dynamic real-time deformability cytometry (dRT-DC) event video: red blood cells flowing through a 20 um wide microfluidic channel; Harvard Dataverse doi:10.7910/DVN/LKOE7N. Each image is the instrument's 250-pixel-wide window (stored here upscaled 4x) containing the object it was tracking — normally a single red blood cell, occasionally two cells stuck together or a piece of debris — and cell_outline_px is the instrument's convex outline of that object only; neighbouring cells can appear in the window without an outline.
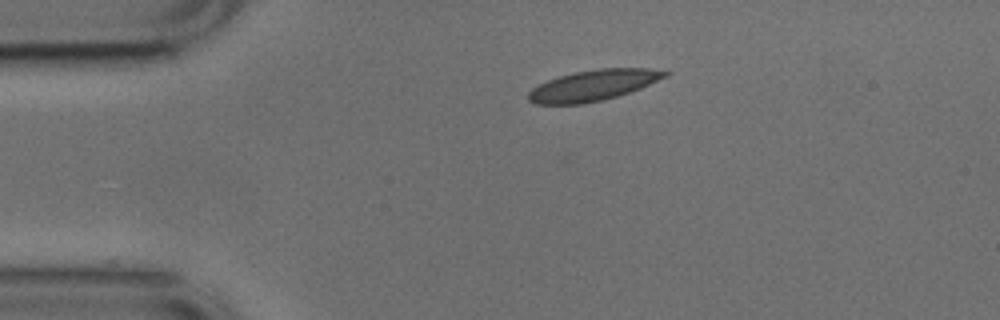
{"species": "common noctule bat (a hibernating species)", "species_latin": "Nyctalus noctula", "temperature_condition": "cold", "stored_images_in_passage": 43, "camera_frame_rate_fps": 3000, "um_per_image_px": 0.085, "animal": {"sex": "male", "body_mass_g": 17.9, "forearm_length_mm": 54.2}, "frame": {"image": 1, "passage_image": 1, "time_ms": 0.0, "image_size_px": [1000, 320], "cell_outline_px": [[672, 72], [668, 76], [640, 88], [616, 96], [600, 100], [580, 104], [536, 104], [528, 100], [528, 92], [532, 88], [548, 80], [560, 76], [576, 72], [600, 68], [648, 68]], "centroid_in_image_um": [50.44, 7.25], "position_along_channel_um": 34.6, "area_um2": 24.22}}
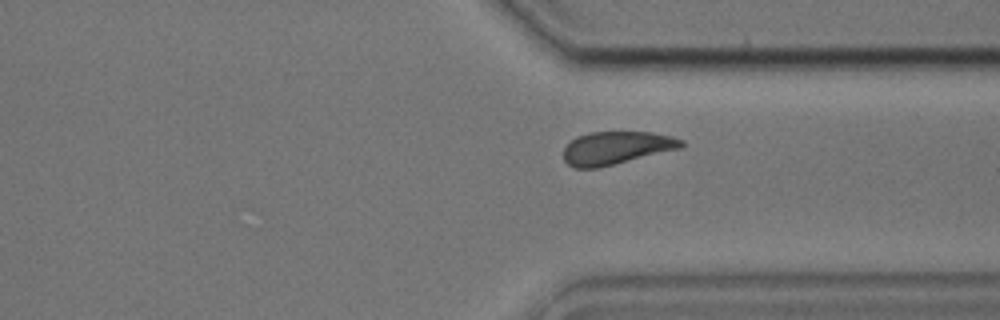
{"frame": {"image": 2, "passage_image": 30, "time_ms": 9.667, "image_size_px": [1000, 320], "cell_outline_px": [[684, 144], [680, 148], [596, 168], [576, 168], [568, 164], [564, 160], [564, 148], [576, 136], [588, 132], [652, 132], [672, 136], [684, 140]], "centroid_in_image_um": [52.37, 12.55], "position_along_channel_um": 359.0, "area_um2": 22.37}}
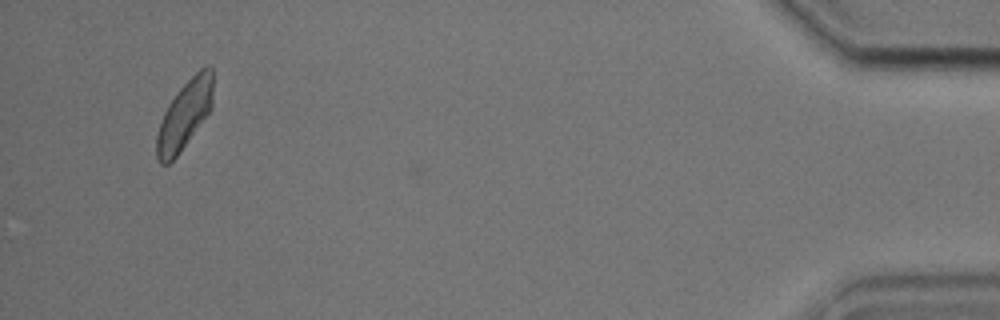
{"frame": {"image": 3, "passage_image": 41, "time_ms": 13.333, "image_size_px": [1000, 320], "cell_outline_px": [[212, 108], [180, 152], [168, 164], [160, 164], [156, 156], [156, 136], [164, 112], [168, 104], [180, 88], [200, 68], [208, 64], [212, 68]], "centroid_in_image_um": [15.68, 9.77], "position_along_channel_um": 419.5, "area_um2": 22.25}, "authors_computed_cell_mechanics": {"area_um2": 23.2934, "velocity_mm_per_s": 3.7326, "shape_relaxation_time_tau1_ms": 5.6242, "shape_relaxation_time_tau2_ms": 2.6993, "deformation_change_tau1": 0.122, "deformation_change_tau2": 0.0776}}